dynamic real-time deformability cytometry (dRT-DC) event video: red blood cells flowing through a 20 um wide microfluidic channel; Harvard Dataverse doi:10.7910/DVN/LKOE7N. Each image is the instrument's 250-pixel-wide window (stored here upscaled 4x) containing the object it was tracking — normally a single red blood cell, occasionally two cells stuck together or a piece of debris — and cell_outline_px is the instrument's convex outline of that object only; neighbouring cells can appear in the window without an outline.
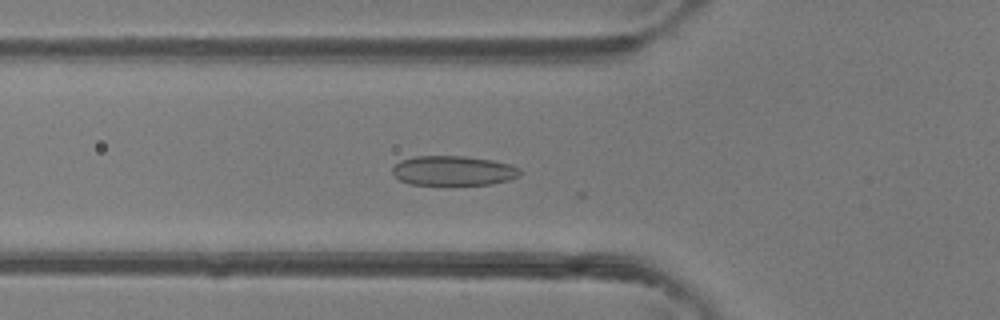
{"species": "common noctule bat (a hibernating species)", "species_latin": "Nyctalus noctula", "temperature_condition": "room temperature", "stored_images_in_passage": 10, "camera_frame_rate_fps": 3000, "um_per_image_px": 0.085, "animal": {"sex": "female"}, "frame": {"image": 1, "passage_image": 6, "time_ms": 1.667, "image_size_px": [1000, 320], "cell_outline_px": [[524, 172], [520, 176], [508, 180], [492, 184], [408, 184], [400, 180], [392, 172], [392, 168], [400, 160], [412, 156], [464, 156], [492, 160], [512, 164], [520, 168]], "centroid_in_image_um": [38.57, 14.5], "position_along_channel_um": 87.2, "area_um2": 22.2}}
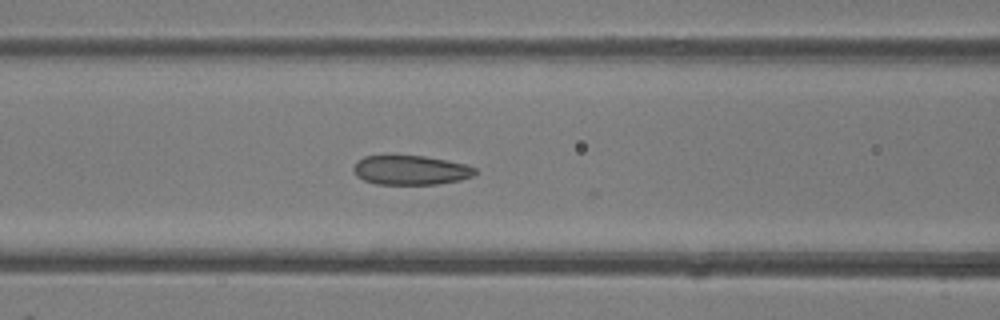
{"frame": {"image": 2, "passage_image": 9, "time_ms": 2.667, "image_size_px": [1000, 320], "cell_outline_px": [[476, 172], [472, 176], [460, 180], [436, 184], [376, 184], [364, 180], [356, 176], [352, 172], [352, 168], [356, 160], [364, 156], [424, 156], [468, 164], [476, 168]], "centroid_in_image_um": [34.88, 14.46], "position_along_channel_um": 131.7, "area_um2": 20.92}}